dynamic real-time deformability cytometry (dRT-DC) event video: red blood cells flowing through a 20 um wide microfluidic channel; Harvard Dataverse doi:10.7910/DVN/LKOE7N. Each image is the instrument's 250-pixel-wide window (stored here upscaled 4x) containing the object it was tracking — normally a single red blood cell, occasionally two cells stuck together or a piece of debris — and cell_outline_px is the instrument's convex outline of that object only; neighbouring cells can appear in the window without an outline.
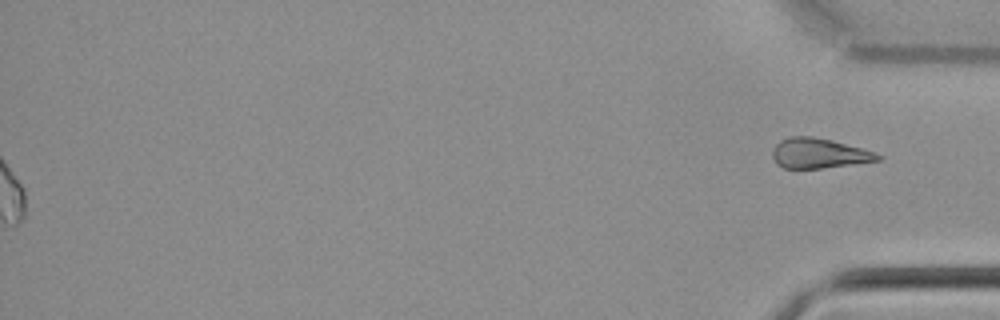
{"species": "common noctule bat (a hibernating species)", "species_latin": "Nyctalus noctula", "temperature_condition": "cold", "stored_images_in_passage": 36, "segment_of_instrument_passage": [2, 2], "camera_frame_rate_fps": 3000, "um_per_image_px": 0.085, "animal": {"sex": "male", "body_mass_g": 21.5, "forearm_length_mm": 52.0}, "frame": {"image": 1, "passage_image": 36, "time_ms": 11.667, "image_size_px": [1000, 320], "cell_outline_px": [[884, 156], [880, 160], [820, 168], [784, 168], [776, 164], [772, 156], [772, 148], [780, 140], [788, 136], [812, 136], [832, 140], [860, 148]], "centroid_in_image_um": [69.54, 13.02], "position_along_channel_um": 365.7, "area_um2": 18.26}}